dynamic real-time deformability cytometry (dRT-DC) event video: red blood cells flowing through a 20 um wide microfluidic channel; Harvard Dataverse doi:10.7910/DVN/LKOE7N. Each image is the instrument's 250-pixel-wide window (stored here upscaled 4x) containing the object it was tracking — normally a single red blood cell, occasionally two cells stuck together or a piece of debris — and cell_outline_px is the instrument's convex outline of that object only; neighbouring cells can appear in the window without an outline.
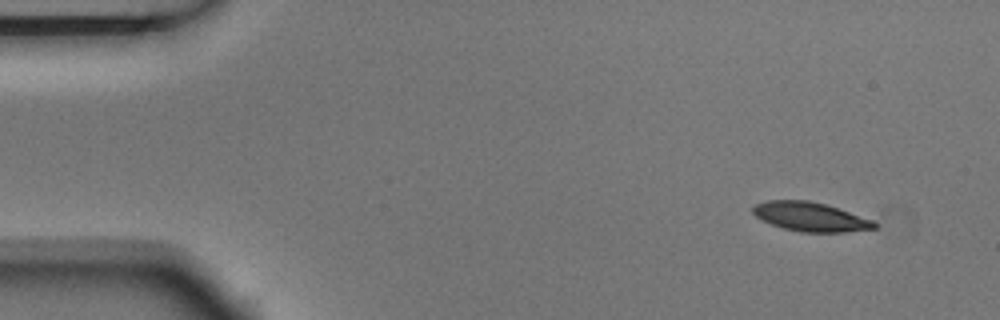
{"species": "Egyptian fruit bat (a non-hibernating species)", "species_latin": "Rousettus aegyptiacus", "temperature_condition": "room temperature", "stored_images_in_passage": 5, "camera_frame_rate_fps": 3000, "um_per_image_px": 0.085, "animal": {"sex": "male"}, "frame": {"image": 1, "passage_image": 1, "time_ms": 0.0, "image_size_px": [1000, 320], "cell_outline_px": [[876, 228], [844, 232], [804, 232], [784, 228], [772, 224], [756, 216], [752, 212], [752, 208], [756, 204], [768, 200], [808, 200], [824, 204], [872, 220], [876, 224]], "centroid_in_image_um": [68.86, 18.42], "position_along_channel_um": 16.1, "area_um2": 20.11}}
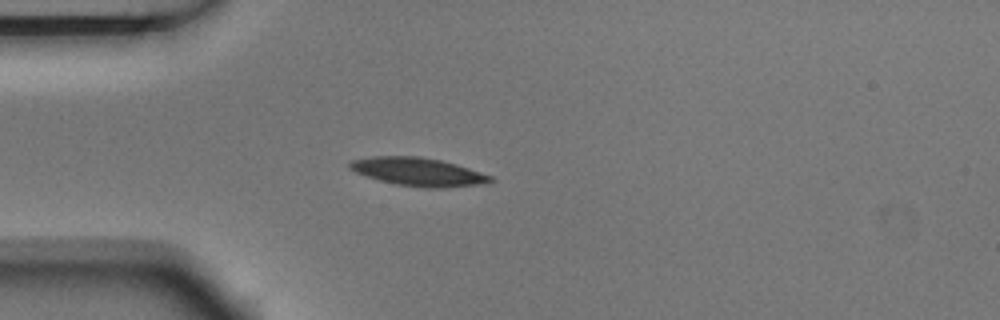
{"frame": {"image": 2, "passage_image": 4, "time_ms": 1.0, "image_size_px": [1000, 320], "cell_outline_px": [[492, 180], [476, 184], [444, 188], [424, 188], [396, 184], [380, 180], [356, 172], [348, 168], [348, 164], [352, 160], [372, 156], [420, 156], [440, 160], [456, 164], [492, 176]], "centroid_in_image_um": [35.49, 14.59], "position_along_channel_um": 49.5, "area_um2": 22.83}}